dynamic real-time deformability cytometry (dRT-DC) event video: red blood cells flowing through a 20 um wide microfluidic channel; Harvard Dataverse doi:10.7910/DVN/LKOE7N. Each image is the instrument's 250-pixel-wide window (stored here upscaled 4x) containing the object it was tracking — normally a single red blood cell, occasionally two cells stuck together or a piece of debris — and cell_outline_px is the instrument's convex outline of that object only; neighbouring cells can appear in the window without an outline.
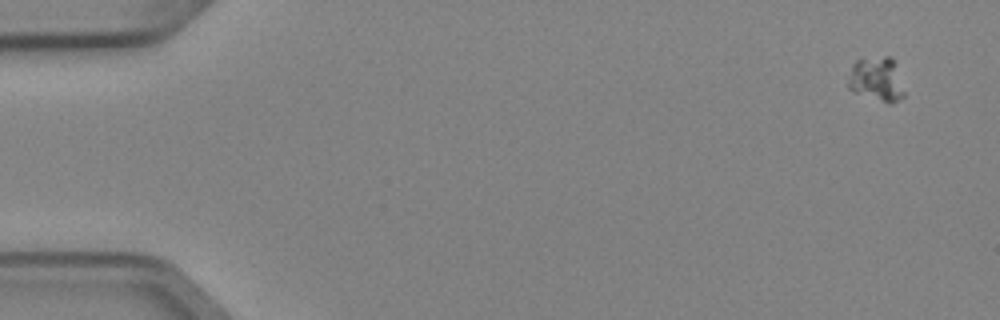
{"species": "Egyptian fruit bat (a non-hibernating species)", "species_latin": "Rousettus aegyptiacus", "temperature_condition": "cold", "stored_images_in_passage": 6, "camera_frame_rate_fps": 3000, "um_per_image_px": 0.085, "animal": {"sex": "female"}, "frame": {"image": 1, "passage_image": 1, "time_ms": 0.0, "image_size_px": [1000, 320], "cell_outline_px": [[904, 96], [892, 104], [888, 104], [856, 92], [848, 88], [848, 80], [852, 64], [856, 60], [884, 56], [892, 56], [904, 92]], "centroid_in_image_um": [74.5, 6.74], "position_along_channel_um": 10.5, "area_um2": 14.28}}
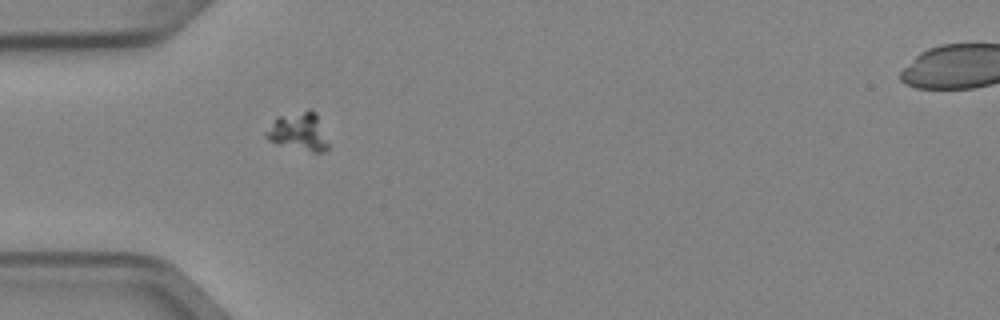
{"frame": {"image": 2, "passage_image": 5, "time_ms": 1.333, "image_size_px": [1000, 320], "cell_outline_px": [[328, 148], [324, 152], [312, 152], [268, 140], [264, 136], [264, 132], [276, 116], [308, 108], [312, 108], [316, 112], [328, 144]], "centroid_in_image_um": [25.36, 11.13], "position_along_channel_um": 59.6, "area_um2": 13.87}}
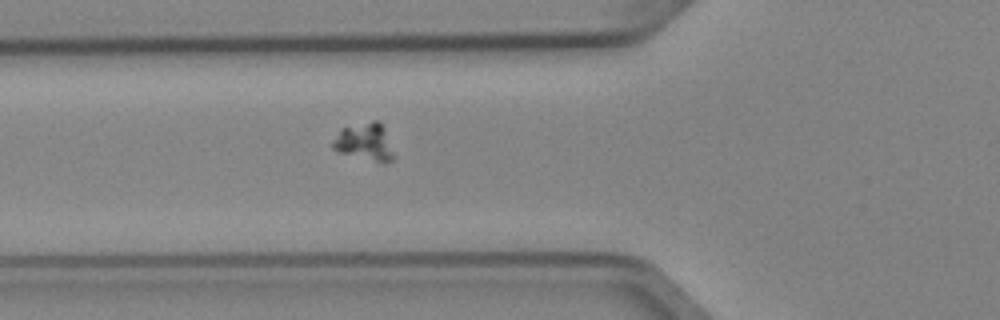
{"frame": {"image": 3, "passage_image": 6, "time_ms": 1.667, "image_size_px": [1000, 320], "cell_outline_px": [[396, 156], [392, 160], [384, 164], [340, 152], [332, 148], [332, 140], [340, 128], [372, 120], [376, 120], [384, 128]], "centroid_in_image_um": [31.01, 12.07], "position_along_channel_um": 94.8, "area_um2": 13.47}}